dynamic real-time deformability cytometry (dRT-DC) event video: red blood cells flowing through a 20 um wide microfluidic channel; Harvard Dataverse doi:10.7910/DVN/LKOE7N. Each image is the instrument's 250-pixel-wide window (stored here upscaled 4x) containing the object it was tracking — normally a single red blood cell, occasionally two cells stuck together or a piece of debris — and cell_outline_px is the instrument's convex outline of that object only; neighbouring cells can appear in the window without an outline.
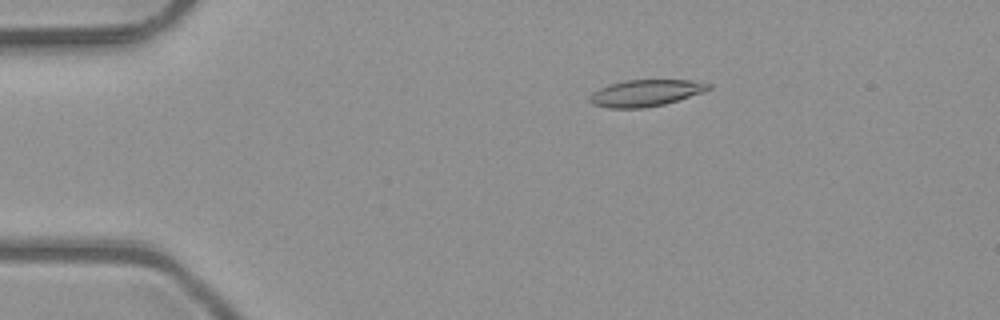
{"species": "common noctule bat (a hibernating species)", "species_latin": "Nyctalus noctula", "temperature_condition": "room temperature", "stored_images_in_passage": 4, "camera_frame_rate_fps": 3000, "um_per_image_px": 0.085, "animal": {"sex": "male", "body_mass_g": 23.1, "forearm_length_mm": 52.7}, "frame": {"image": 1, "passage_image": 3, "time_ms": 0.667, "image_size_px": [1000, 320], "cell_outline_px": [[712, 88], [704, 92], [664, 104], [644, 108], [612, 108], [592, 104], [588, 100], [588, 96], [592, 92], [608, 84], [624, 80], [692, 80], [712, 84]], "centroid_in_image_um": [54.87, 7.9], "position_along_channel_um": 30.1, "area_um2": 18.55}}